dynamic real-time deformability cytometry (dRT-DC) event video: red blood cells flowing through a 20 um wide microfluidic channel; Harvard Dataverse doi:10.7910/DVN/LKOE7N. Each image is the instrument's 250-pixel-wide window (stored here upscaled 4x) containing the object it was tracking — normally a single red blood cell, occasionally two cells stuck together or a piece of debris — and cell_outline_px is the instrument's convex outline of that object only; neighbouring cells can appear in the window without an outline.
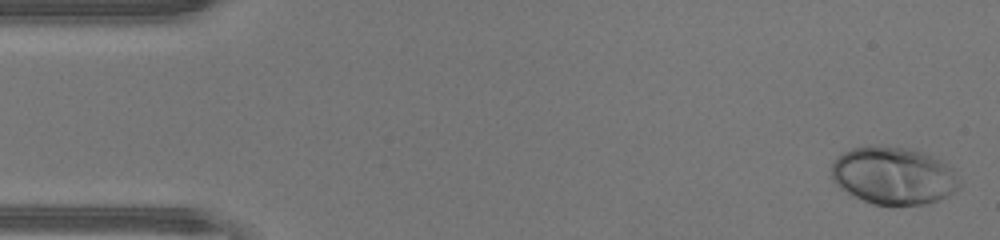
{"species": "human", "species_latin": "Homo sapiens", "temperature_condition": "warm", "stored_images_in_passage": 46, "camera_frame_rate_fps": 3000, "um_per_image_px": 0.085, "donor": {"sex": "male"}, "frame": {"image": 1, "passage_image": 1, "time_ms": 0.0, "image_size_px": [1000, 240], "cell_outline_px": [[960, 188], [948, 196], [924, 204], [872, 204], [840, 188], [832, 180], [832, 164], [836, 156], [852, 148], [876, 144], [904, 148], [920, 152], [940, 160], [952, 168], [960, 184]], "centroid_in_image_um": [75.92, 14.92], "position_along_channel_um": 9.1, "area_um2": 42.6}}
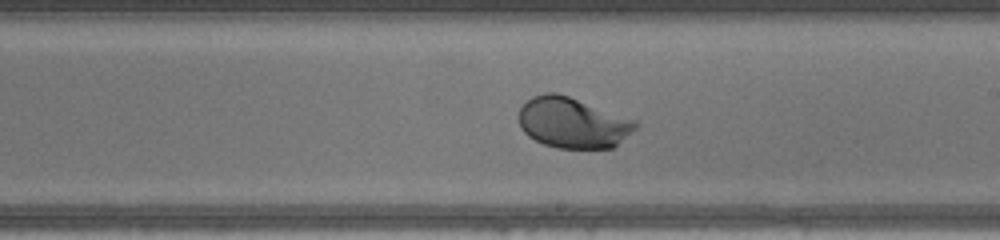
{"frame": {"image": 2, "passage_image": 26, "time_ms": 8.333, "image_size_px": [1000, 240], "cell_outline_px": [[640, 124], [636, 128], [612, 148], [556, 148], [544, 144], [528, 136], [520, 128], [520, 108], [532, 96], [544, 92], [556, 92], [568, 96], [636, 120]], "centroid_in_image_um": [48.67, 10.43], "position_along_channel_um": 240.3, "area_um2": 34.22}}
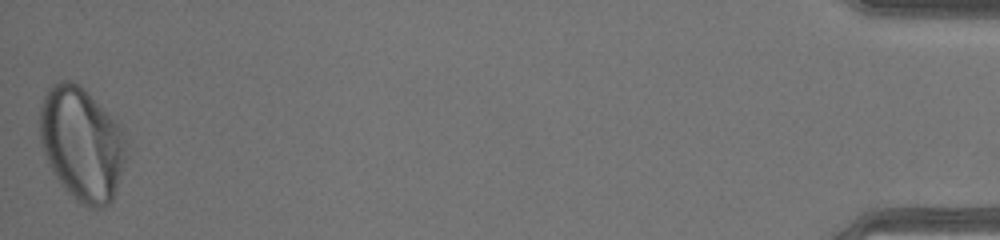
{"frame": {"image": 3, "passage_image": 46, "time_ms": 15.0, "image_size_px": [1000, 240], "cell_outline_px": [[124, 164], [112, 200], [104, 208], [88, 208], [80, 204], [60, 184], [52, 172], [48, 164], [40, 144], [40, 108], [44, 96], [48, 88], [52, 84], [60, 80], [72, 80], [80, 84], [120, 124], [124, 140]], "centroid_in_image_um": [6.92, 12.21], "position_along_channel_um": 428.3, "area_um2": 57.22}, "authors_computed_cell_mechanics": {"area_um2": 37.0787, "velocity_mm_per_s": 4.4029, "shape_relaxation_time_tau1_ms": 1.9853, "shape_relaxation_time_tau2_ms": null, "deformation_change_tau1": 0.147, "deformation_change_tau2": null}}